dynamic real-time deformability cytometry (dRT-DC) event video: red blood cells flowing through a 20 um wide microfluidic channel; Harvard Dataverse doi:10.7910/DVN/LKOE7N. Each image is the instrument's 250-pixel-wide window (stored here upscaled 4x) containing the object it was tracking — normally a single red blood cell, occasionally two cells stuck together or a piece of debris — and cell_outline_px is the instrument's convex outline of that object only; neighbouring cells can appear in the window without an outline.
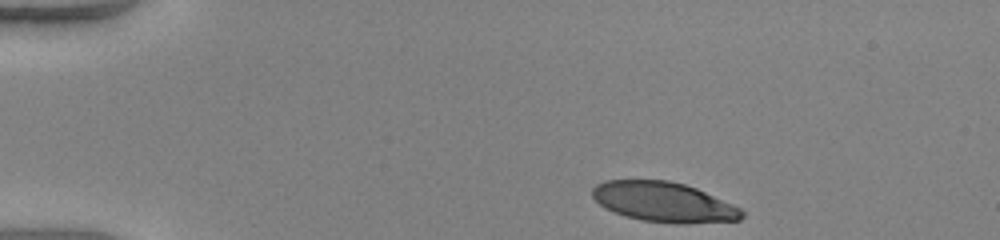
{"species": "human", "species_latin": "Homo sapiens", "temperature_condition": "warm", "stored_images_in_passage": 36, "camera_frame_rate_fps": 3000, "um_per_image_px": 0.085, "donor": {"sex": "female"}, "frame": {"image": 1, "passage_image": 1, "time_ms": 0.0, "image_size_px": [1000, 240], "cell_outline_px": [[744, 216], [740, 220], [684, 224], [676, 224], [640, 220], [624, 216], [604, 208], [592, 196], [592, 188], [596, 184], [604, 180], [668, 180], [684, 184], [696, 188], [732, 204], [740, 208], [744, 212]], "centroid_in_image_um": [56.4, 17.18], "position_along_channel_um": 28.6, "area_um2": 34.91}}
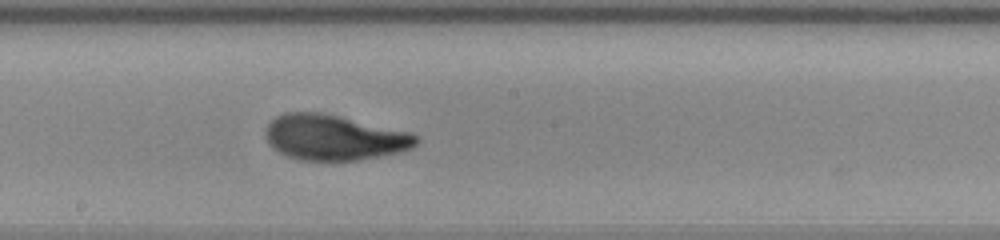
{"frame": {"image": 2, "passage_image": 21, "time_ms": 6.667, "image_size_px": [1000, 240], "cell_outline_px": [[420, 140], [412, 148], [400, 152], [360, 160], [300, 160], [288, 156], [272, 148], [268, 144], [264, 132], [268, 124], [276, 116], [284, 112], [316, 112], [336, 116], [408, 132], [416, 136]], "centroid_in_image_um": [28.35, 11.7], "position_along_channel_um": 219.9, "area_um2": 39.42}}
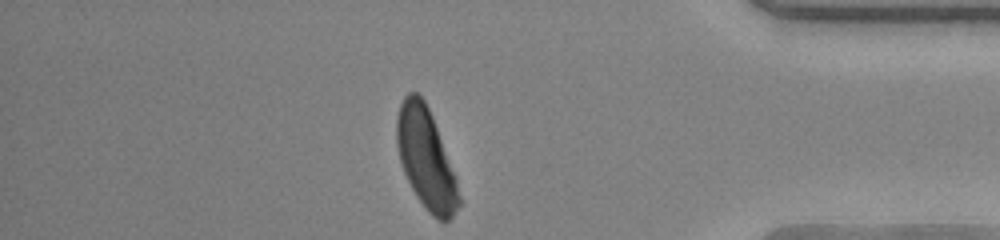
{"frame": {"image": 3, "passage_image": 36, "time_ms": 11.667, "image_size_px": [1000, 240], "cell_outline_px": [[460, 204], [452, 216], [444, 224], [436, 220], [428, 212], [416, 196], [404, 172], [400, 160], [396, 144], [396, 116], [400, 104], [404, 96], [408, 92], [416, 92], [424, 100], [432, 116], [456, 176], [460, 196]], "centroid_in_image_um": [36.2, 13.5], "position_along_channel_um": 399.0, "area_um2": 36.41}, "authors_computed_cell_mechanics": {"area_um2": 38.3214, "velocity_mm_per_s": 4.1109, "shape_relaxation_time_tau1_ms": 3.4253, "shape_relaxation_time_tau2_ms": 0.7467, "deformation_change_tau1": 0.1961, "deformation_change_tau2": 0.0715}}